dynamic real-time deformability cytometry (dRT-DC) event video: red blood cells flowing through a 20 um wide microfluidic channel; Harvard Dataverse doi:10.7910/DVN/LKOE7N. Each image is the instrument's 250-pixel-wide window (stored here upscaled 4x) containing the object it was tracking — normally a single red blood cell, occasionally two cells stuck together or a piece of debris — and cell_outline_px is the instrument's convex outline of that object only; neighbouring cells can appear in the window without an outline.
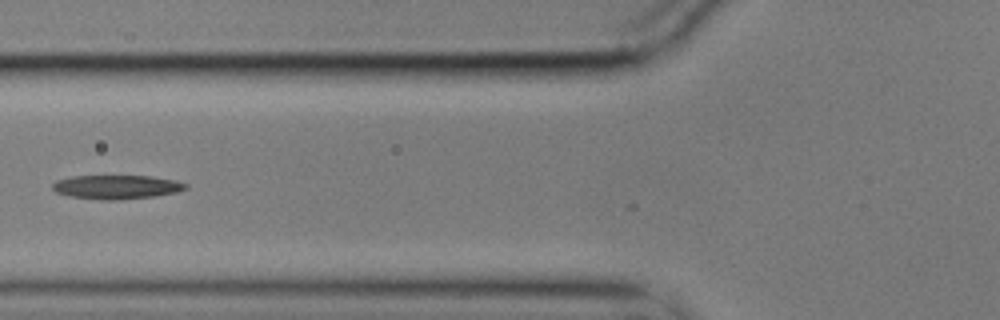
{"species": "common noctule bat (a hibernating species)", "species_latin": "Nyctalus noctula", "temperature_condition": "cold", "stored_images_in_passage": 3, "camera_frame_rate_fps": 3000, "um_per_image_px": 0.085, "animal": {"sex": "male", "body_mass_g": 17.9}, "frame": {"image": 1, "passage_image": 2, "time_ms": 0.333, "image_size_px": [1000, 320], "cell_outline_px": [[188, 188], [176, 192], [152, 196], [120, 200], [104, 200], [68, 196], [56, 192], [52, 188], [52, 184], [56, 180], [72, 176], [152, 176], [176, 180], [188, 184]], "centroid_in_image_um": [9.9, 15.89], "position_along_channel_um": 115.9, "area_um2": 18.61}}